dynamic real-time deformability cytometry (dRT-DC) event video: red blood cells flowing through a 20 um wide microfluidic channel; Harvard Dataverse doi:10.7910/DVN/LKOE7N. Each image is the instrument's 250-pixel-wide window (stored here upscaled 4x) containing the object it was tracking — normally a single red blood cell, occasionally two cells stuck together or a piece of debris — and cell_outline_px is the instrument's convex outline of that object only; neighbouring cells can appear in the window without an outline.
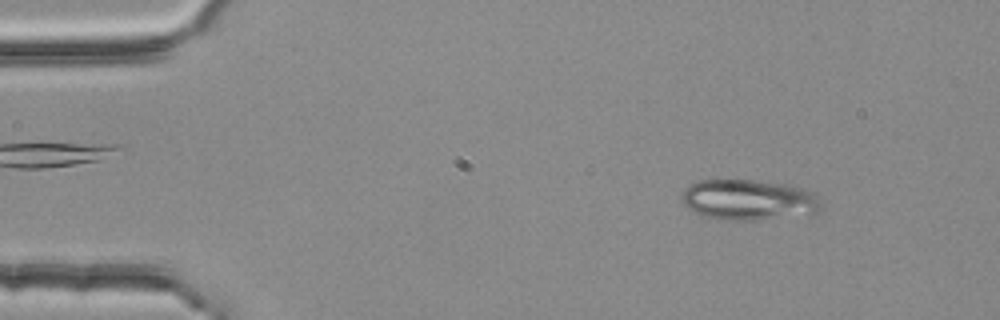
{"species": "common noctule bat (a hibernating species)", "species_latin": "Nyctalus noctula", "temperature_condition": "room temperature", "stored_images_in_passage": 3, "camera_frame_rate_fps": 3000, "um_per_image_px": 0.085, "animal": {"sex": "female", "body_mass_g": 25.1}, "frame": {"image": 1, "passage_image": 1, "time_ms": 0.0, "image_size_px": [1000, 320], "cell_outline_px": [[824, 208], [808, 216], [756, 220], [724, 220], [700, 216], [688, 208], [684, 204], [684, 192], [692, 184], [700, 180], [724, 176], [792, 184], [804, 188], [812, 192], [824, 204]], "centroid_in_image_um": [63.71, 16.96], "position_along_channel_um": 21.3, "area_um2": 34.45}}